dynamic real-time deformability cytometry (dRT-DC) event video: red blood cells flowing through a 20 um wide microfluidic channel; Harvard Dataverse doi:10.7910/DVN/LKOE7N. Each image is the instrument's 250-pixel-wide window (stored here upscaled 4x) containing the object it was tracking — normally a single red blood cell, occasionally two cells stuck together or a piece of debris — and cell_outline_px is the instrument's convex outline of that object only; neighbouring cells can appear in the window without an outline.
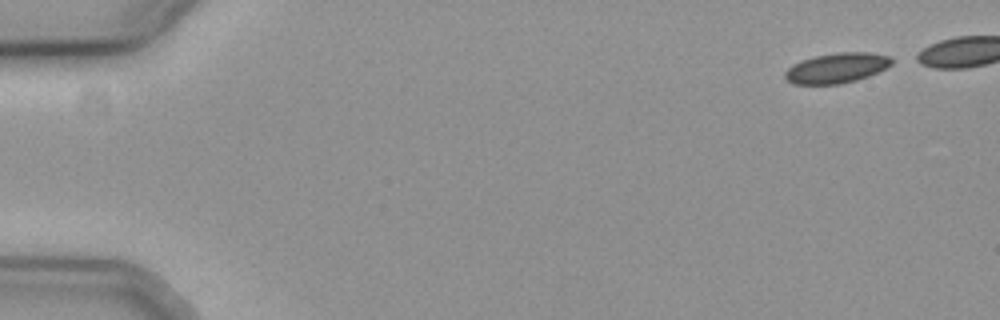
{"species": "common noctule bat (a hibernating species)", "species_latin": "Nyctalus noctula", "temperature_condition": "cold", "stored_images_in_passage": 46, "camera_frame_rate_fps": 3000, "um_per_image_px": 0.085, "animal": {"sex": "female", "body_mass_g": 19.3, "forearm_length_mm": 54.1}, "frame": {"image": 1, "passage_image": 1, "time_ms": 0.0, "image_size_px": [1000, 320], "cell_outline_px": [[892, 64], [868, 76], [856, 80], [840, 84], [792, 84], [784, 76], [784, 72], [792, 64], [800, 60], [816, 56], [836, 52], [868, 52], [892, 56]], "centroid_in_image_um": [71.1, 5.77], "position_along_channel_um": 13.9, "area_um2": 18.73}}
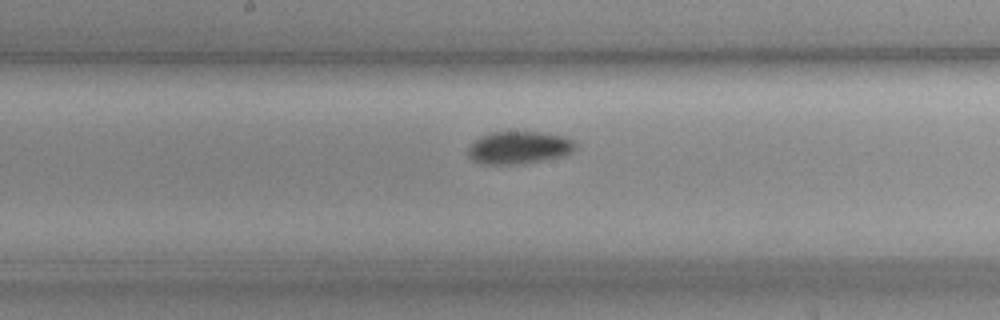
{"frame": {"image": 2, "passage_image": 27, "time_ms": 8.667, "image_size_px": [1000, 320], "cell_outline_px": [[576, 148], [572, 152], [560, 156], [520, 164], [484, 164], [472, 160], [468, 156], [468, 148], [476, 140], [488, 132], [540, 132], [564, 136], [572, 140], [576, 144]], "centroid_in_image_um": [44.1, 12.54], "position_along_channel_um": 204.1, "area_um2": 20.17}}
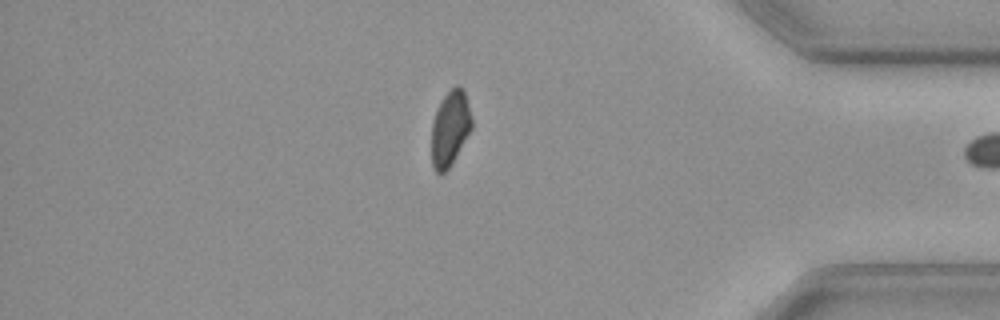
{"frame": {"image": 3, "passage_image": 45, "time_ms": 14.667, "image_size_px": [1000, 320], "cell_outline_px": [[472, 128], [448, 168], [444, 172], [436, 172], [432, 168], [432, 120], [440, 100], [456, 84], [464, 92], [468, 104], [472, 120]], "centroid_in_image_um": [38.24, 10.9], "position_along_channel_um": 397.0, "area_um2": 17.28}}